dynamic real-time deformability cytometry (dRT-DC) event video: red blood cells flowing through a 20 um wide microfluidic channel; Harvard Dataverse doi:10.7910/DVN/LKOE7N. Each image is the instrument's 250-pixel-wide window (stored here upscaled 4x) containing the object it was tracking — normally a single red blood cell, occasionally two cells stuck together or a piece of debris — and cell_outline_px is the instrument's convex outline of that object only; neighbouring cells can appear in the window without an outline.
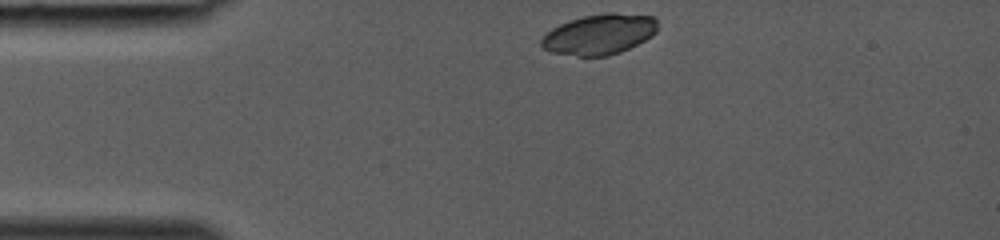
{"species": "common noctule bat (a hibernating species)", "species_latin": "Nyctalus noctula", "temperature_condition": "room temperature", "stored_images_in_passage": 28, "camera_frame_rate_fps": 3000, "um_per_image_px": 0.085, "animal": {"sex": "female", "body_mass_g": 19.0, "forearm_length_mm": 53.3}, "frame": {"image": 1, "passage_image": 1, "time_ms": 0.0, "image_size_px": [1000, 240], "cell_outline_px": [[656, 32], [652, 36], [620, 52], [608, 56], [576, 56], [552, 52], [544, 48], [540, 44], [540, 40], [552, 28], [560, 24], [584, 16], [604, 12], [616, 12], [656, 16]], "centroid_in_image_um": [50.96, 2.9], "position_along_channel_um": 34.0, "area_um2": 27.34}}
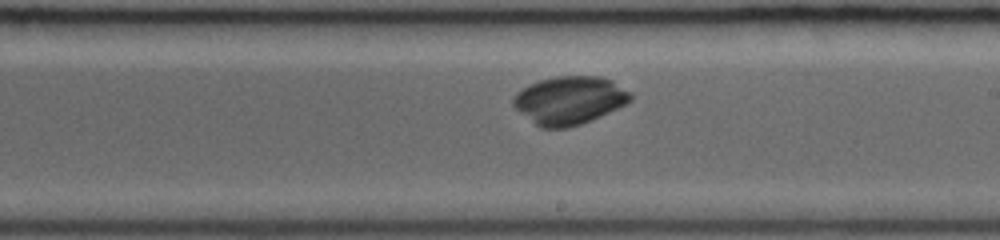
{"frame": {"image": 2, "passage_image": 16, "time_ms": 5.0, "image_size_px": [1000, 240], "cell_outline_px": [[632, 100], [608, 112], [580, 124], [568, 128], [540, 128], [520, 112], [512, 104], [512, 100], [516, 92], [528, 84], [540, 80], [556, 76], [600, 76], [612, 80], [632, 92]], "centroid_in_image_um": [48.39, 8.51], "position_along_channel_um": 240.6, "area_um2": 32.77}}
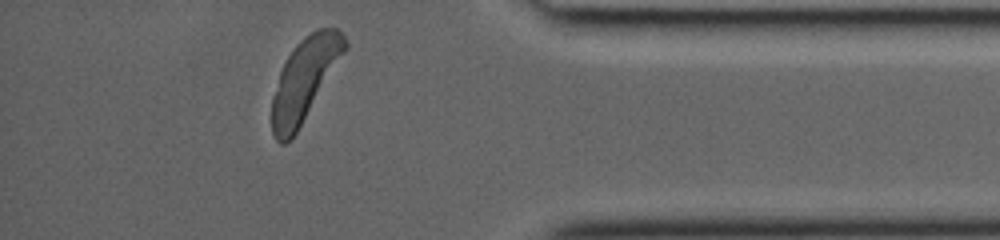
{"frame": {"image": 3, "passage_image": 27, "time_ms": 8.667, "image_size_px": [1000, 240], "cell_outline_px": [[348, 48], [296, 132], [284, 144], [280, 144], [276, 140], [272, 132], [272, 96], [280, 72], [288, 56], [296, 44], [300, 40], [312, 32], [320, 28], [336, 28], [344, 36], [348, 44]], "centroid_in_image_um": [25.89, 6.74], "position_along_channel_um": 409.3, "area_um2": 34.22}}